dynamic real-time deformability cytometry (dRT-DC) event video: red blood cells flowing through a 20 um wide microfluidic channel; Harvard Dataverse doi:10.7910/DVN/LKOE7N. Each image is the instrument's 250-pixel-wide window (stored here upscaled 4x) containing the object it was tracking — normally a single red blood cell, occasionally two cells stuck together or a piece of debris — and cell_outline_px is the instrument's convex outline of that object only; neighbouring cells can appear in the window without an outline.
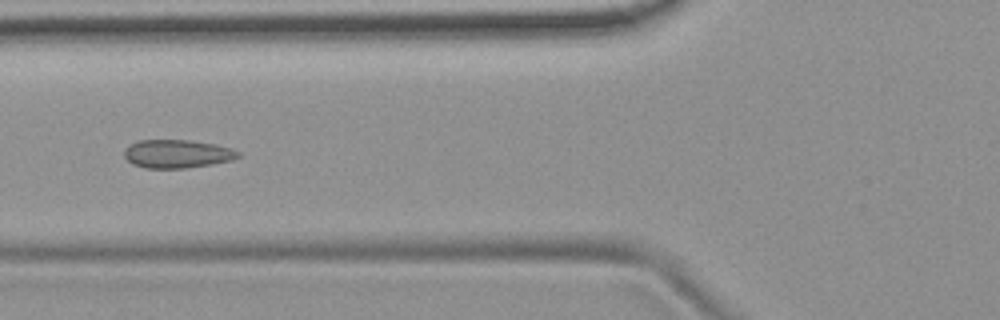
{"species": "common noctule bat (a hibernating species)", "species_latin": "Nyctalus noctula", "temperature_condition": "room temperature", "stored_images_in_passage": 8, "camera_frame_rate_fps": 3000, "um_per_image_px": 0.085, "animal": {"sex": "female", "body_mass_g": 19.9}, "frame": {"image": 1, "passage_image": 5, "time_ms": 5.333, "image_size_px": [1000, 320], "cell_outline_px": [[240, 156], [232, 160], [212, 164], [188, 168], [144, 168], [132, 164], [124, 156], [124, 152], [132, 144], [140, 140], [188, 140], [216, 144], [232, 148], [240, 152]], "centroid_in_image_um": [15.1, 13.08], "position_along_channel_um": 110.7, "area_um2": 18.79}}
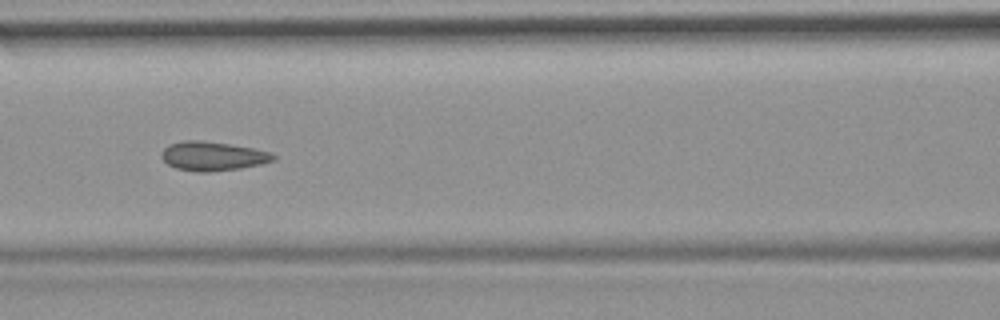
{"frame": {"image": 2, "passage_image": 6, "time_ms": 6.333, "image_size_px": [1000, 320], "cell_outline_px": [[276, 160], [260, 164], [240, 168], [208, 172], [196, 172], [176, 168], [168, 164], [160, 156], [160, 152], [164, 148], [172, 144], [184, 140], [200, 140], [228, 144], [252, 148], [268, 152], [276, 156]], "centroid_in_image_um": [18.06, 13.27], "position_along_channel_um": 148.5, "area_um2": 18.79}}
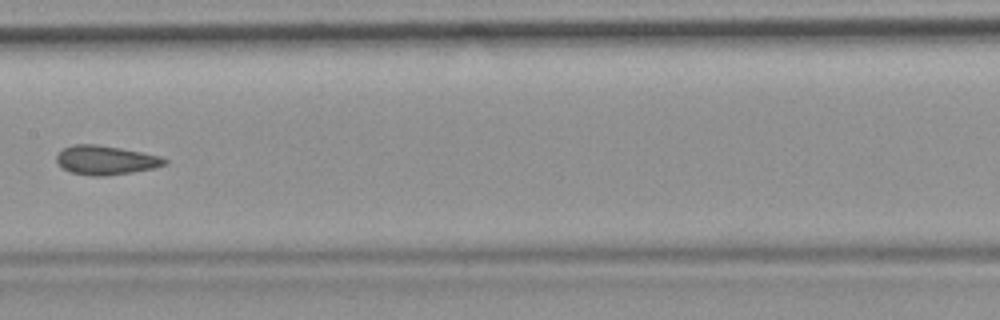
{"frame": {"image": 3, "passage_image": 7, "time_ms": 7.667, "image_size_px": [1000, 320], "cell_outline_px": [[168, 164], [152, 168], [132, 172], [104, 176], [92, 176], [72, 172], [64, 168], [56, 160], [56, 156], [64, 148], [76, 144], [96, 144], [120, 148], [160, 156], [168, 160]], "centroid_in_image_um": [9.01, 13.61], "position_along_channel_um": 198.4, "area_um2": 18.03}}